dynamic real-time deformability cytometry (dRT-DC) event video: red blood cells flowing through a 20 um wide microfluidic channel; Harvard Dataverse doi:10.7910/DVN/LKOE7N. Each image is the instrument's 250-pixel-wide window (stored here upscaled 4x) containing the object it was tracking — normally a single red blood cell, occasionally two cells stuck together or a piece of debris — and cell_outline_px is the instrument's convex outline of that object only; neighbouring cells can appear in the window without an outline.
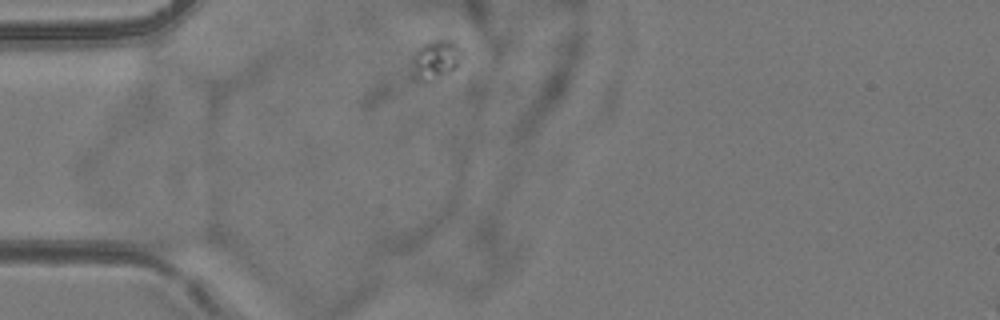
{"species": "common noctule bat (a hibernating species)", "species_latin": "Nyctalus noctula", "temperature_condition": "room temperature", "stored_images_in_passage": 2, "camera_frame_rate_fps": 3000, "um_per_image_px": 0.085, "animal": {"sex": "female", "body_mass_g": 24.6, "forearm_length_mm": 56.2}, "frame": {"image": 1, "passage_image": 1, "time_ms": 0.0, "image_size_px": [1000, 320], "cell_outline_px": [[464, 56], [460, 64], [452, 72], [440, 76], [424, 80], [416, 68], [412, 60], [416, 48], [432, 40], [448, 40], [456, 44], [464, 52]], "centroid_in_image_um": [37.17, 4.97], "position_along_channel_um": 47.8, "area_um2": 10.75}}